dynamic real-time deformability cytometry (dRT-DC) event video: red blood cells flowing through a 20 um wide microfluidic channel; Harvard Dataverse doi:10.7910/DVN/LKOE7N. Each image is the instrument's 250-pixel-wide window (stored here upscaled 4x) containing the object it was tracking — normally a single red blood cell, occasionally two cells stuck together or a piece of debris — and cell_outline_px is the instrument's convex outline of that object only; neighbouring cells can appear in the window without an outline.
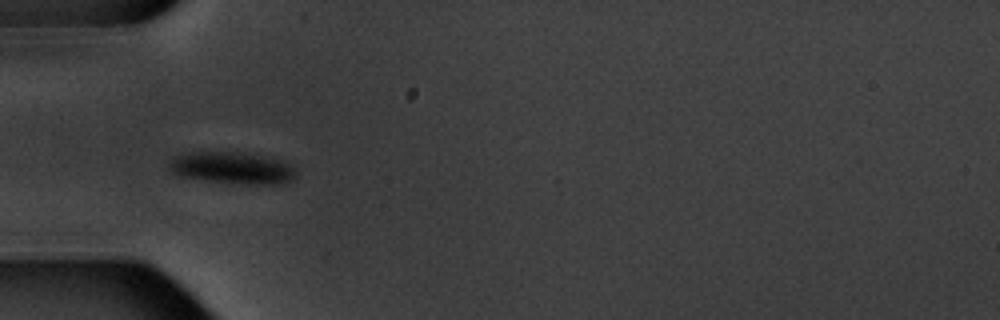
{"species": "common noctule bat (a hibernating species)", "species_latin": "Nyctalus noctula", "temperature_condition": "warm", "stored_images_in_passage": 6, "camera_frame_rate_fps": 3000, "um_per_image_px": 0.085, "animal": {"sex": "male", "body_mass_g": 20.1, "forearm_length_mm": 53.5}, "frame": {"image": 1, "passage_image": 5, "time_ms": 5.0, "image_size_px": [1000, 320], "cell_outline_px": [[296, 176], [292, 180], [284, 184], [244, 184], [208, 180], [176, 176], [168, 168], [168, 160], [172, 156], [188, 152], [240, 152], [288, 160], [292, 164], [296, 172]], "centroid_in_image_um": [19.76, 14.26], "position_along_channel_um": 65.2, "area_um2": 24.16}}
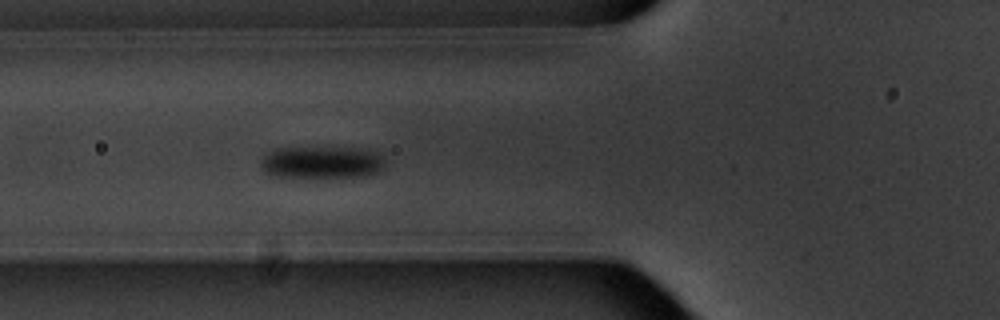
{"frame": {"image": 2, "passage_image": 6, "time_ms": 6.0, "image_size_px": [1000, 320], "cell_outline_px": [[384, 168], [376, 172], [364, 176], [272, 176], [260, 168], [260, 160], [264, 152], [276, 148], [368, 148], [376, 152], [384, 160]], "centroid_in_image_um": [27.3, 13.77], "position_along_channel_um": 98.5, "area_um2": 23.24}}